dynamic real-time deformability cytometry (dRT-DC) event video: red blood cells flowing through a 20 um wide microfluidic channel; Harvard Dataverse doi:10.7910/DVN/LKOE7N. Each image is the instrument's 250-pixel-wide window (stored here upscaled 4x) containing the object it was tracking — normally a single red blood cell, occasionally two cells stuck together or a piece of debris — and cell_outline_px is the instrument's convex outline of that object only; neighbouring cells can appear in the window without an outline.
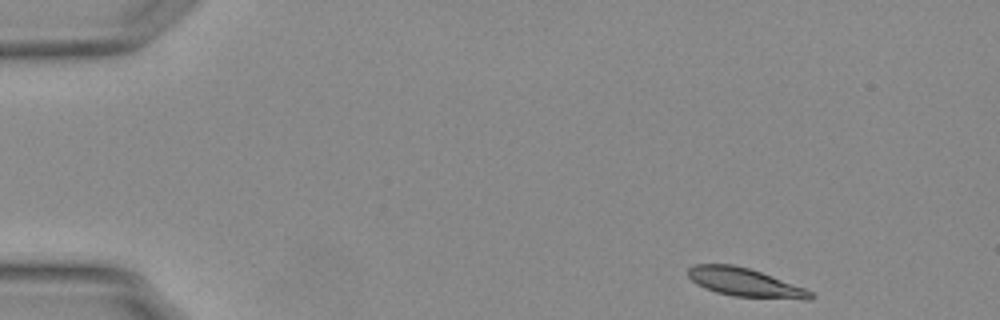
{"species": "Egyptian fruit bat (a non-hibernating species)", "species_latin": "Rousettus aegyptiacus", "temperature_condition": "warm", "stored_images_in_passage": 49, "camera_frame_rate_fps": 3000, "um_per_image_px": 0.085, "animal": {"sex": "female"}, "frame": {"image": 1, "passage_image": 1, "time_ms": 0.0, "image_size_px": [1000, 320], "cell_outline_px": [[816, 296], [812, 300], [804, 300], [732, 296], [716, 292], [704, 288], [696, 284], [688, 276], [688, 268], [696, 264], [732, 264], [748, 268], [760, 272], [804, 288], [812, 292]], "centroid_in_image_um": [63.33, 24.03], "position_along_channel_um": 21.7, "area_um2": 20.35}}
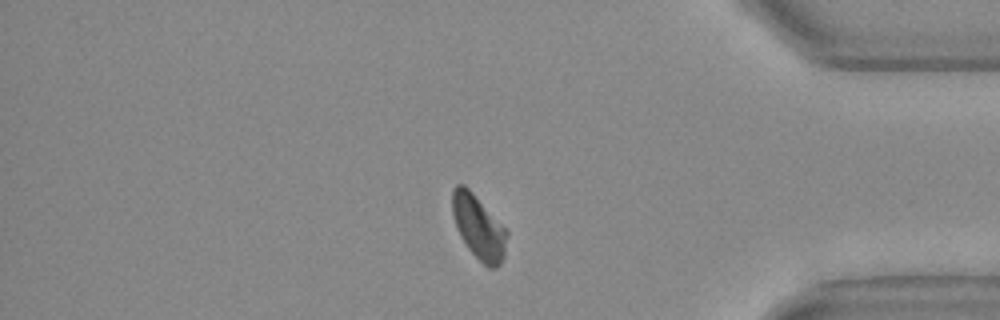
{"frame": {"image": 2, "passage_image": 41, "time_ms": 13.333, "image_size_px": [1000, 320], "cell_outline_px": [[508, 232], [504, 256], [500, 264], [496, 268], [488, 268], [468, 248], [460, 236], [456, 228], [452, 212], [452, 188], [456, 184], [464, 184], [508, 228]], "centroid_in_image_um": [40.7, 19.29], "position_along_channel_um": 394.5, "area_um2": 20.58}}
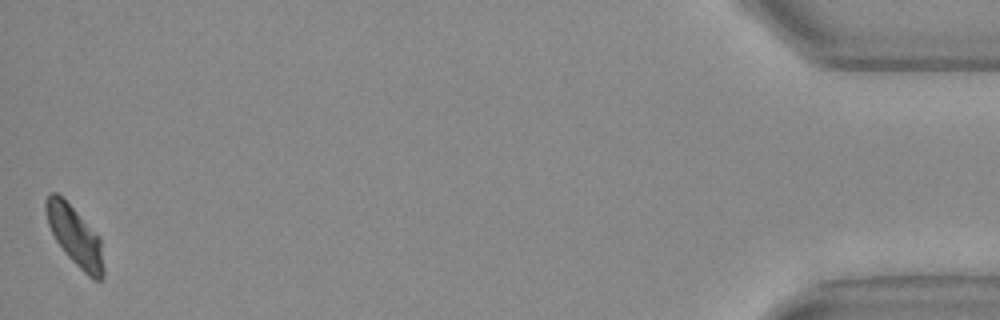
{"frame": {"image": 3, "passage_image": 49, "time_ms": 16.0, "image_size_px": [1000, 320], "cell_outline_px": [[104, 276], [100, 280], [92, 280], [64, 252], [56, 240], [48, 224], [44, 208], [44, 200], [48, 192], [56, 192], [100, 236], [104, 268]], "centroid_in_image_um": [6.36, 20.07], "position_along_channel_um": 428.8, "area_um2": 19.83}, "authors_computed_cell_mechanics": {"area_um2": 20.5768, "velocity_mm_per_s": 3.7312, "shape_relaxation_time_tau1_ms": 4.7611, "shape_relaxation_time_tau2_ms": 2.7986, "deformation_change_tau1": 0.1401, "deformation_change_tau2": 0.0803}}